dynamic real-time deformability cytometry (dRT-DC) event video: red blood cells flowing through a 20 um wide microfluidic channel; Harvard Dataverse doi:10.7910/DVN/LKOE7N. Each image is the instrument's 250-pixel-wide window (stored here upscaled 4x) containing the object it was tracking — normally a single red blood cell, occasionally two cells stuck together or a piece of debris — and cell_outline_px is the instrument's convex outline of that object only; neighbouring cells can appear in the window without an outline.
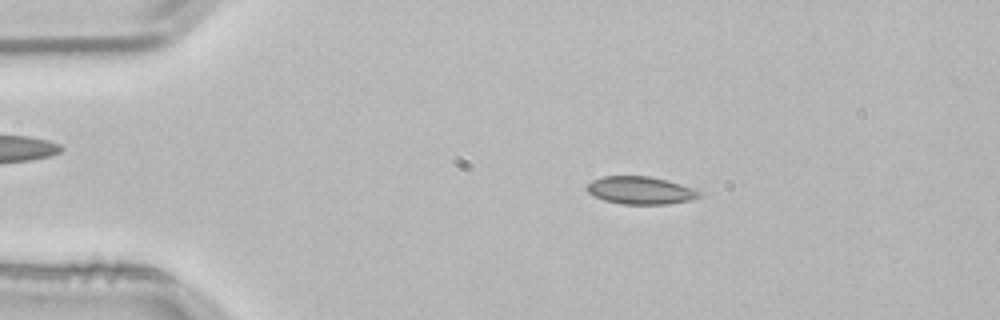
{"species": "common noctule bat (a hibernating species)", "species_latin": "Nyctalus noctula", "temperature_condition": "room temperature", "stored_images_in_passage": 2, "camera_frame_rate_fps": 3000, "um_per_image_px": 0.085, "animal": {"sex": "male", "body_mass_g": 21.5, "forearm_length_mm": 52.0}, "frame": {"image": 1, "passage_image": 1, "time_ms": 0.0, "image_size_px": [1000, 320], "cell_outline_px": [[704, 196], [688, 200], [668, 204], [624, 204], [604, 200], [588, 192], [584, 188], [592, 180], [604, 176], [648, 176], [668, 180], [704, 192]], "centroid_in_image_um": [54.47, 16.18], "position_along_channel_um": 30.5, "area_um2": 18.15}}